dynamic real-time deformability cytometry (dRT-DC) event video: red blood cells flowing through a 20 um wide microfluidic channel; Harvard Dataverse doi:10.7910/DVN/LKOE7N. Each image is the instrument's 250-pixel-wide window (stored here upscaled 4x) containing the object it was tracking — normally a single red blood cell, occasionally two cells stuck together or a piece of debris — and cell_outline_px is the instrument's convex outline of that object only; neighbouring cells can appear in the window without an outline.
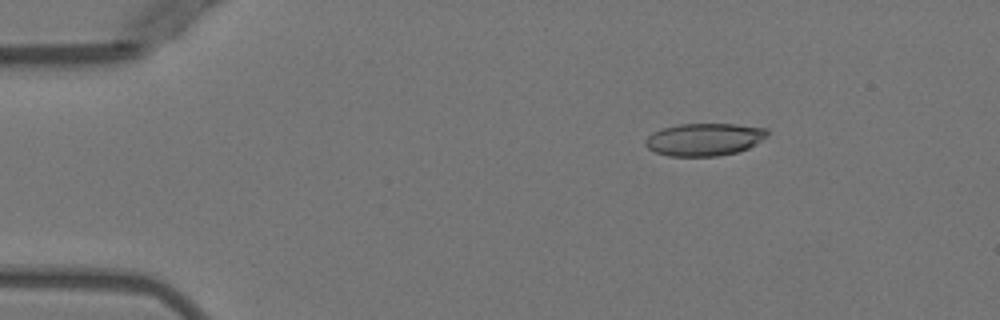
{"species": "Egyptian fruit bat (a non-hibernating species)", "species_latin": "Rousettus aegyptiacus", "temperature_condition": "warm", "stored_images_in_passage": 4, "camera_frame_rate_fps": 3000, "um_per_image_px": 0.085, "animal": {"sex": "female"}, "frame": {"image": 1, "passage_image": 2, "time_ms": 1.333, "image_size_px": [1000, 320], "cell_outline_px": [[768, 132], [760, 140], [748, 148], [736, 152], [716, 156], [668, 156], [656, 152], [648, 148], [644, 144], [644, 140], [652, 132], [664, 128], [680, 124], [736, 124], [764, 128]], "centroid_in_image_um": [59.8, 11.85], "position_along_channel_um": 25.2, "area_um2": 22.83}}